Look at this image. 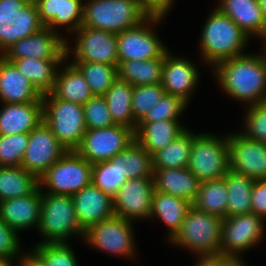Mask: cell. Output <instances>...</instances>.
<instances>
[{"label": "cell", "mask_w": 266, "mask_h": 266, "mask_svg": "<svg viewBox=\"0 0 266 266\" xmlns=\"http://www.w3.org/2000/svg\"><path fill=\"white\" fill-rule=\"evenodd\" d=\"M147 17L138 0H90L84 4L81 26L117 34L138 26Z\"/></svg>", "instance_id": "obj_3"}, {"label": "cell", "mask_w": 266, "mask_h": 266, "mask_svg": "<svg viewBox=\"0 0 266 266\" xmlns=\"http://www.w3.org/2000/svg\"><path fill=\"white\" fill-rule=\"evenodd\" d=\"M50 94L54 98L84 105L92 96V92L81 72L69 64L63 71H57L54 87Z\"/></svg>", "instance_id": "obj_28"}, {"label": "cell", "mask_w": 266, "mask_h": 266, "mask_svg": "<svg viewBox=\"0 0 266 266\" xmlns=\"http://www.w3.org/2000/svg\"><path fill=\"white\" fill-rule=\"evenodd\" d=\"M155 191L195 201L200 181L188 168L153 169Z\"/></svg>", "instance_id": "obj_26"}, {"label": "cell", "mask_w": 266, "mask_h": 266, "mask_svg": "<svg viewBox=\"0 0 266 266\" xmlns=\"http://www.w3.org/2000/svg\"><path fill=\"white\" fill-rule=\"evenodd\" d=\"M31 82L41 94L50 93L56 80L57 67L66 60H39L34 58L7 59Z\"/></svg>", "instance_id": "obj_29"}, {"label": "cell", "mask_w": 266, "mask_h": 266, "mask_svg": "<svg viewBox=\"0 0 266 266\" xmlns=\"http://www.w3.org/2000/svg\"><path fill=\"white\" fill-rule=\"evenodd\" d=\"M196 266H245V264L242 263V260L219 254L201 255Z\"/></svg>", "instance_id": "obj_49"}, {"label": "cell", "mask_w": 266, "mask_h": 266, "mask_svg": "<svg viewBox=\"0 0 266 266\" xmlns=\"http://www.w3.org/2000/svg\"><path fill=\"white\" fill-rule=\"evenodd\" d=\"M11 259H7V258H0V266H13L12 265V261H10Z\"/></svg>", "instance_id": "obj_52"}, {"label": "cell", "mask_w": 266, "mask_h": 266, "mask_svg": "<svg viewBox=\"0 0 266 266\" xmlns=\"http://www.w3.org/2000/svg\"><path fill=\"white\" fill-rule=\"evenodd\" d=\"M43 121L67 151H75L86 132L83 105L42 95Z\"/></svg>", "instance_id": "obj_5"}, {"label": "cell", "mask_w": 266, "mask_h": 266, "mask_svg": "<svg viewBox=\"0 0 266 266\" xmlns=\"http://www.w3.org/2000/svg\"><path fill=\"white\" fill-rule=\"evenodd\" d=\"M19 245L17 232L0 218V258L14 259L20 252Z\"/></svg>", "instance_id": "obj_46"}, {"label": "cell", "mask_w": 266, "mask_h": 266, "mask_svg": "<svg viewBox=\"0 0 266 266\" xmlns=\"http://www.w3.org/2000/svg\"><path fill=\"white\" fill-rule=\"evenodd\" d=\"M93 165L76 151H67L39 179L47 193L72 196L92 182Z\"/></svg>", "instance_id": "obj_9"}, {"label": "cell", "mask_w": 266, "mask_h": 266, "mask_svg": "<svg viewBox=\"0 0 266 266\" xmlns=\"http://www.w3.org/2000/svg\"><path fill=\"white\" fill-rule=\"evenodd\" d=\"M192 204L179 197L154 190L150 217L158 216L170 228V240L177 234Z\"/></svg>", "instance_id": "obj_31"}, {"label": "cell", "mask_w": 266, "mask_h": 266, "mask_svg": "<svg viewBox=\"0 0 266 266\" xmlns=\"http://www.w3.org/2000/svg\"><path fill=\"white\" fill-rule=\"evenodd\" d=\"M198 72L191 61L184 58L164 55L161 86L165 93L181 98L188 104L190 94L197 85Z\"/></svg>", "instance_id": "obj_20"}, {"label": "cell", "mask_w": 266, "mask_h": 266, "mask_svg": "<svg viewBox=\"0 0 266 266\" xmlns=\"http://www.w3.org/2000/svg\"><path fill=\"white\" fill-rule=\"evenodd\" d=\"M164 58L128 60L118 65V78L132 86L161 84Z\"/></svg>", "instance_id": "obj_32"}, {"label": "cell", "mask_w": 266, "mask_h": 266, "mask_svg": "<svg viewBox=\"0 0 266 266\" xmlns=\"http://www.w3.org/2000/svg\"><path fill=\"white\" fill-rule=\"evenodd\" d=\"M217 9L227 15L249 37L258 35L266 40V19L258 0H220Z\"/></svg>", "instance_id": "obj_25"}, {"label": "cell", "mask_w": 266, "mask_h": 266, "mask_svg": "<svg viewBox=\"0 0 266 266\" xmlns=\"http://www.w3.org/2000/svg\"><path fill=\"white\" fill-rule=\"evenodd\" d=\"M41 186L25 197L0 201V218L14 231L39 226L41 213Z\"/></svg>", "instance_id": "obj_21"}, {"label": "cell", "mask_w": 266, "mask_h": 266, "mask_svg": "<svg viewBox=\"0 0 266 266\" xmlns=\"http://www.w3.org/2000/svg\"><path fill=\"white\" fill-rule=\"evenodd\" d=\"M0 98L3 103L42 101V95L15 64L0 56Z\"/></svg>", "instance_id": "obj_23"}, {"label": "cell", "mask_w": 266, "mask_h": 266, "mask_svg": "<svg viewBox=\"0 0 266 266\" xmlns=\"http://www.w3.org/2000/svg\"><path fill=\"white\" fill-rule=\"evenodd\" d=\"M42 120V101L5 103L0 110V135L29 134Z\"/></svg>", "instance_id": "obj_22"}, {"label": "cell", "mask_w": 266, "mask_h": 266, "mask_svg": "<svg viewBox=\"0 0 266 266\" xmlns=\"http://www.w3.org/2000/svg\"><path fill=\"white\" fill-rule=\"evenodd\" d=\"M229 167L254 181L266 180V144L246 138L243 134L227 136Z\"/></svg>", "instance_id": "obj_16"}, {"label": "cell", "mask_w": 266, "mask_h": 266, "mask_svg": "<svg viewBox=\"0 0 266 266\" xmlns=\"http://www.w3.org/2000/svg\"><path fill=\"white\" fill-rule=\"evenodd\" d=\"M223 219L191 206L177 234L171 239L175 245L189 248L201 255H219Z\"/></svg>", "instance_id": "obj_4"}, {"label": "cell", "mask_w": 266, "mask_h": 266, "mask_svg": "<svg viewBox=\"0 0 266 266\" xmlns=\"http://www.w3.org/2000/svg\"><path fill=\"white\" fill-rule=\"evenodd\" d=\"M245 129L241 132L246 138L266 144V101L249 105Z\"/></svg>", "instance_id": "obj_45"}, {"label": "cell", "mask_w": 266, "mask_h": 266, "mask_svg": "<svg viewBox=\"0 0 266 266\" xmlns=\"http://www.w3.org/2000/svg\"><path fill=\"white\" fill-rule=\"evenodd\" d=\"M249 36L217 8L210 14L201 36L204 61L213 65L243 55Z\"/></svg>", "instance_id": "obj_2"}, {"label": "cell", "mask_w": 266, "mask_h": 266, "mask_svg": "<svg viewBox=\"0 0 266 266\" xmlns=\"http://www.w3.org/2000/svg\"><path fill=\"white\" fill-rule=\"evenodd\" d=\"M187 168L200 182L223 178L230 169L227 137L195 135Z\"/></svg>", "instance_id": "obj_7"}, {"label": "cell", "mask_w": 266, "mask_h": 266, "mask_svg": "<svg viewBox=\"0 0 266 266\" xmlns=\"http://www.w3.org/2000/svg\"><path fill=\"white\" fill-rule=\"evenodd\" d=\"M83 113L86 129L108 128L115 125L103 96L93 95L83 105Z\"/></svg>", "instance_id": "obj_44"}, {"label": "cell", "mask_w": 266, "mask_h": 266, "mask_svg": "<svg viewBox=\"0 0 266 266\" xmlns=\"http://www.w3.org/2000/svg\"><path fill=\"white\" fill-rule=\"evenodd\" d=\"M186 106L187 103L181 98L164 93L161 99L148 111L139 123L177 120Z\"/></svg>", "instance_id": "obj_42"}, {"label": "cell", "mask_w": 266, "mask_h": 266, "mask_svg": "<svg viewBox=\"0 0 266 266\" xmlns=\"http://www.w3.org/2000/svg\"><path fill=\"white\" fill-rule=\"evenodd\" d=\"M223 89L234 99L255 105L266 101V55H247L223 60L215 66Z\"/></svg>", "instance_id": "obj_1"}, {"label": "cell", "mask_w": 266, "mask_h": 266, "mask_svg": "<svg viewBox=\"0 0 266 266\" xmlns=\"http://www.w3.org/2000/svg\"><path fill=\"white\" fill-rule=\"evenodd\" d=\"M259 2V6L262 10V14L264 16V18L266 19V0H258Z\"/></svg>", "instance_id": "obj_51"}, {"label": "cell", "mask_w": 266, "mask_h": 266, "mask_svg": "<svg viewBox=\"0 0 266 266\" xmlns=\"http://www.w3.org/2000/svg\"><path fill=\"white\" fill-rule=\"evenodd\" d=\"M66 152V148L42 120L29 133V143L24 152L21 167L39 180Z\"/></svg>", "instance_id": "obj_12"}, {"label": "cell", "mask_w": 266, "mask_h": 266, "mask_svg": "<svg viewBox=\"0 0 266 266\" xmlns=\"http://www.w3.org/2000/svg\"><path fill=\"white\" fill-rule=\"evenodd\" d=\"M118 156V169L127 179L153 177L152 155L135 139Z\"/></svg>", "instance_id": "obj_36"}, {"label": "cell", "mask_w": 266, "mask_h": 266, "mask_svg": "<svg viewBox=\"0 0 266 266\" xmlns=\"http://www.w3.org/2000/svg\"><path fill=\"white\" fill-rule=\"evenodd\" d=\"M41 213L38 229L45 236L42 243H66L72 234H81L84 230L76 218L72 196L42 193Z\"/></svg>", "instance_id": "obj_6"}, {"label": "cell", "mask_w": 266, "mask_h": 266, "mask_svg": "<svg viewBox=\"0 0 266 266\" xmlns=\"http://www.w3.org/2000/svg\"><path fill=\"white\" fill-rule=\"evenodd\" d=\"M194 136L186 129L170 144L154 153L153 169L187 168Z\"/></svg>", "instance_id": "obj_35"}, {"label": "cell", "mask_w": 266, "mask_h": 266, "mask_svg": "<svg viewBox=\"0 0 266 266\" xmlns=\"http://www.w3.org/2000/svg\"><path fill=\"white\" fill-rule=\"evenodd\" d=\"M192 206L222 219L227 217L228 192L225 180L219 178L200 182L197 197Z\"/></svg>", "instance_id": "obj_34"}, {"label": "cell", "mask_w": 266, "mask_h": 266, "mask_svg": "<svg viewBox=\"0 0 266 266\" xmlns=\"http://www.w3.org/2000/svg\"><path fill=\"white\" fill-rule=\"evenodd\" d=\"M160 17H147L138 26L117 33L118 63L128 60L164 58L168 51L147 25L157 23ZM147 23V24H146ZM147 26V27H146Z\"/></svg>", "instance_id": "obj_11"}, {"label": "cell", "mask_w": 266, "mask_h": 266, "mask_svg": "<svg viewBox=\"0 0 266 266\" xmlns=\"http://www.w3.org/2000/svg\"><path fill=\"white\" fill-rule=\"evenodd\" d=\"M131 221L118 216L91 225L85 232V240L96 248L119 256L134 257V239Z\"/></svg>", "instance_id": "obj_14"}, {"label": "cell", "mask_w": 266, "mask_h": 266, "mask_svg": "<svg viewBox=\"0 0 266 266\" xmlns=\"http://www.w3.org/2000/svg\"><path fill=\"white\" fill-rule=\"evenodd\" d=\"M133 87L126 81L117 79L103 95L116 125H122L136 132L138 123L131 110Z\"/></svg>", "instance_id": "obj_30"}, {"label": "cell", "mask_w": 266, "mask_h": 266, "mask_svg": "<svg viewBox=\"0 0 266 266\" xmlns=\"http://www.w3.org/2000/svg\"><path fill=\"white\" fill-rule=\"evenodd\" d=\"M29 134L0 135V166H21Z\"/></svg>", "instance_id": "obj_43"}, {"label": "cell", "mask_w": 266, "mask_h": 266, "mask_svg": "<svg viewBox=\"0 0 266 266\" xmlns=\"http://www.w3.org/2000/svg\"><path fill=\"white\" fill-rule=\"evenodd\" d=\"M92 183L112 198L119 188L128 180L118 169V156L108 161L98 162L92 167Z\"/></svg>", "instance_id": "obj_39"}, {"label": "cell", "mask_w": 266, "mask_h": 266, "mask_svg": "<svg viewBox=\"0 0 266 266\" xmlns=\"http://www.w3.org/2000/svg\"><path fill=\"white\" fill-rule=\"evenodd\" d=\"M34 253L45 266H78L75 254L67 243L38 244Z\"/></svg>", "instance_id": "obj_41"}, {"label": "cell", "mask_w": 266, "mask_h": 266, "mask_svg": "<svg viewBox=\"0 0 266 266\" xmlns=\"http://www.w3.org/2000/svg\"><path fill=\"white\" fill-rule=\"evenodd\" d=\"M68 42L48 27L11 45L2 56L6 59L34 58L66 60L71 53Z\"/></svg>", "instance_id": "obj_15"}, {"label": "cell", "mask_w": 266, "mask_h": 266, "mask_svg": "<svg viewBox=\"0 0 266 266\" xmlns=\"http://www.w3.org/2000/svg\"><path fill=\"white\" fill-rule=\"evenodd\" d=\"M79 226L86 231L91 225L115 216L113 198L92 182L72 195Z\"/></svg>", "instance_id": "obj_19"}, {"label": "cell", "mask_w": 266, "mask_h": 266, "mask_svg": "<svg viewBox=\"0 0 266 266\" xmlns=\"http://www.w3.org/2000/svg\"><path fill=\"white\" fill-rule=\"evenodd\" d=\"M41 23L49 29L66 25L74 32L82 25L84 4L81 0H34Z\"/></svg>", "instance_id": "obj_24"}, {"label": "cell", "mask_w": 266, "mask_h": 266, "mask_svg": "<svg viewBox=\"0 0 266 266\" xmlns=\"http://www.w3.org/2000/svg\"><path fill=\"white\" fill-rule=\"evenodd\" d=\"M134 140L135 132L122 125L86 129L82 142L75 151L93 165L110 160Z\"/></svg>", "instance_id": "obj_10"}, {"label": "cell", "mask_w": 266, "mask_h": 266, "mask_svg": "<svg viewBox=\"0 0 266 266\" xmlns=\"http://www.w3.org/2000/svg\"><path fill=\"white\" fill-rule=\"evenodd\" d=\"M75 47L74 62H96L118 66L117 37L109 31L80 26Z\"/></svg>", "instance_id": "obj_18"}, {"label": "cell", "mask_w": 266, "mask_h": 266, "mask_svg": "<svg viewBox=\"0 0 266 266\" xmlns=\"http://www.w3.org/2000/svg\"><path fill=\"white\" fill-rule=\"evenodd\" d=\"M228 192L227 217L251 213L254 180L229 169L223 177Z\"/></svg>", "instance_id": "obj_37"}, {"label": "cell", "mask_w": 266, "mask_h": 266, "mask_svg": "<svg viewBox=\"0 0 266 266\" xmlns=\"http://www.w3.org/2000/svg\"><path fill=\"white\" fill-rule=\"evenodd\" d=\"M186 130L178 120H162L153 123H138L135 139L153 155L170 144Z\"/></svg>", "instance_id": "obj_27"}, {"label": "cell", "mask_w": 266, "mask_h": 266, "mask_svg": "<svg viewBox=\"0 0 266 266\" xmlns=\"http://www.w3.org/2000/svg\"><path fill=\"white\" fill-rule=\"evenodd\" d=\"M44 27L34 0H0V55Z\"/></svg>", "instance_id": "obj_8"}, {"label": "cell", "mask_w": 266, "mask_h": 266, "mask_svg": "<svg viewBox=\"0 0 266 266\" xmlns=\"http://www.w3.org/2000/svg\"><path fill=\"white\" fill-rule=\"evenodd\" d=\"M19 266H45V265L34 253H31L25 256L22 255V258H20Z\"/></svg>", "instance_id": "obj_50"}, {"label": "cell", "mask_w": 266, "mask_h": 266, "mask_svg": "<svg viewBox=\"0 0 266 266\" xmlns=\"http://www.w3.org/2000/svg\"><path fill=\"white\" fill-rule=\"evenodd\" d=\"M88 83L93 95L103 96L118 79V66L96 62H73Z\"/></svg>", "instance_id": "obj_38"}, {"label": "cell", "mask_w": 266, "mask_h": 266, "mask_svg": "<svg viewBox=\"0 0 266 266\" xmlns=\"http://www.w3.org/2000/svg\"><path fill=\"white\" fill-rule=\"evenodd\" d=\"M251 213L266 218V180L254 181L251 194Z\"/></svg>", "instance_id": "obj_47"}, {"label": "cell", "mask_w": 266, "mask_h": 266, "mask_svg": "<svg viewBox=\"0 0 266 266\" xmlns=\"http://www.w3.org/2000/svg\"><path fill=\"white\" fill-rule=\"evenodd\" d=\"M263 218L254 213L225 217L222 225L220 254L237 260L238 253L253 247L263 235Z\"/></svg>", "instance_id": "obj_13"}, {"label": "cell", "mask_w": 266, "mask_h": 266, "mask_svg": "<svg viewBox=\"0 0 266 266\" xmlns=\"http://www.w3.org/2000/svg\"><path fill=\"white\" fill-rule=\"evenodd\" d=\"M39 186V180L21 166H0V201L25 197Z\"/></svg>", "instance_id": "obj_33"}, {"label": "cell", "mask_w": 266, "mask_h": 266, "mask_svg": "<svg viewBox=\"0 0 266 266\" xmlns=\"http://www.w3.org/2000/svg\"><path fill=\"white\" fill-rule=\"evenodd\" d=\"M141 9L148 17H165L173 0H138Z\"/></svg>", "instance_id": "obj_48"}, {"label": "cell", "mask_w": 266, "mask_h": 266, "mask_svg": "<svg viewBox=\"0 0 266 266\" xmlns=\"http://www.w3.org/2000/svg\"><path fill=\"white\" fill-rule=\"evenodd\" d=\"M165 90L161 84L133 87L131 110L134 120L139 123L148 111L161 99Z\"/></svg>", "instance_id": "obj_40"}, {"label": "cell", "mask_w": 266, "mask_h": 266, "mask_svg": "<svg viewBox=\"0 0 266 266\" xmlns=\"http://www.w3.org/2000/svg\"><path fill=\"white\" fill-rule=\"evenodd\" d=\"M153 177L128 179L113 197L115 216L125 220L149 218L154 195Z\"/></svg>", "instance_id": "obj_17"}]
</instances>
